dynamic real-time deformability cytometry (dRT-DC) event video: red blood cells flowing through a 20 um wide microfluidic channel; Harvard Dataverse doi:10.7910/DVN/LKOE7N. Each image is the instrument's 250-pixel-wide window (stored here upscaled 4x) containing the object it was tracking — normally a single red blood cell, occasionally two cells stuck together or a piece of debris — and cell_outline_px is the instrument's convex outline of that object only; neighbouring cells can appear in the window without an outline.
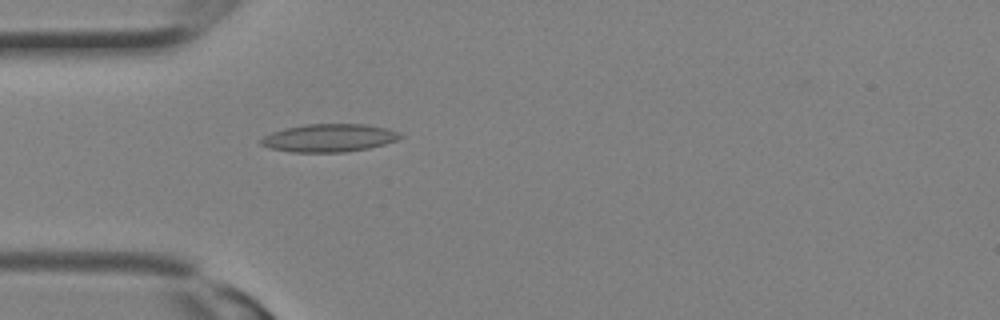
{"species": "Egyptian fruit bat (a non-hibernating species)", "species_latin": "Rousettus aegyptiacus", "temperature_condition": "room temperature", "stored_images_in_passage": 5, "camera_frame_rate_fps": 3000, "um_per_image_px": 0.085, "animal": {"sex": "female"}, "frame": {"image": 1, "passage_image": 3, "time_ms": 0.667, "image_size_px": [1000, 320], "cell_outline_px": [[404, 136], [396, 140], [384, 144], [368, 148], [344, 152], [292, 152], [268, 148], [260, 144], [260, 140], [264, 136], [272, 132], [284, 128], [304, 124], [368, 124], [388, 128], [400, 132]], "centroid_in_image_um": [27.98, 11.71], "position_along_channel_um": 57.0, "area_um2": 22.83}}
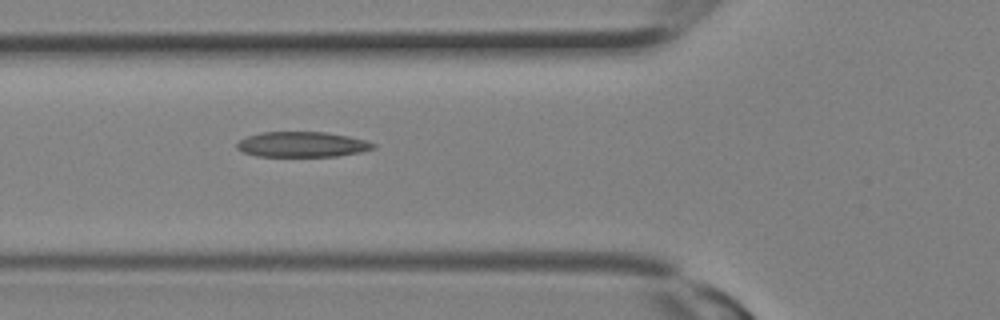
{"frame": {"image": 2, "passage_image": 5, "time_ms": 1.333, "image_size_px": [1000, 320], "cell_outline_px": [[376, 148], [360, 152], [336, 156], [256, 156], [244, 152], [236, 148], [236, 144], [240, 140], [248, 136], [260, 132], [324, 132], [348, 136], [364, 140], [376, 144]], "centroid_in_image_um": [25.68, 12.27], "position_along_channel_um": 100.1, "area_um2": 20.0}}